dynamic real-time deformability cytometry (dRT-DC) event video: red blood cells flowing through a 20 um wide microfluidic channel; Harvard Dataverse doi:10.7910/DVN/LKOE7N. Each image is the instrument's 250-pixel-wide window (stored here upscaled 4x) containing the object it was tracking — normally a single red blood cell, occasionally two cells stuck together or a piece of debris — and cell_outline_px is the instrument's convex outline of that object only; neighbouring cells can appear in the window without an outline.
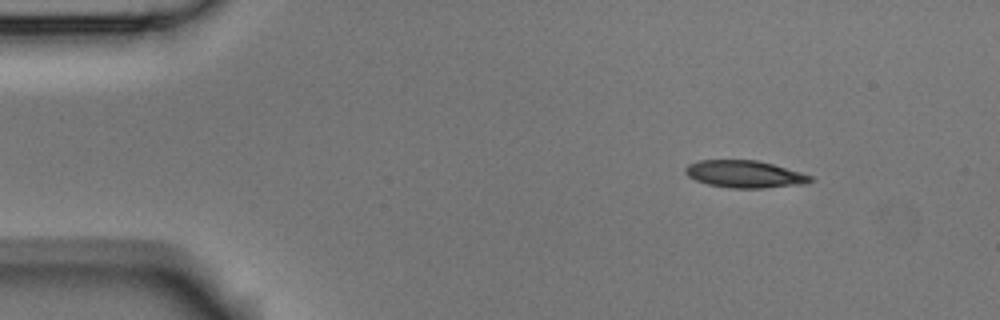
{"species": "Egyptian fruit bat (a non-hibernating species)", "species_latin": "Rousettus aegyptiacus", "temperature_condition": "room temperature", "stored_images_in_passage": 3, "camera_frame_rate_fps": 3000, "um_per_image_px": 0.085, "animal": {"sex": "male"}, "frame": {"image": 1, "passage_image": 1, "time_ms": 0.0, "image_size_px": [1000, 320], "cell_outline_px": [[816, 180], [808, 184], [764, 188], [732, 188], [708, 184], [696, 180], [688, 176], [684, 172], [684, 168], [688, 164], [700, 160], [756, 160], [772, 164], [800, 172], [812, 176]], "centroid_in_image_um": [63.33, 14.81], "position_along_channel_um": 21.7, "area_um2": 19.94}}
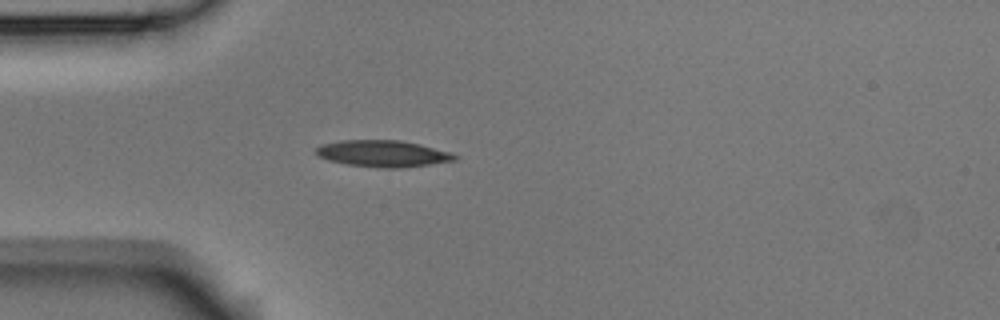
{"frame": {"image": 2, "passage_image": 3, "time_ms": 0.667, "image_size_px": [1000, 320], "cell_outline_px": [[460, 156], [456, 160], [400, 168], [384, 168], [348, 164], [328, 160], [320, 156], [316, 152], [316, 148], [320, 144], [340, 140], [400, 140], [420, 144], [452, 152]], "centroid_in_image_um": [32.58, 13.04], "position_along_channel_um": 52.4, "area_um2": 21.44}}